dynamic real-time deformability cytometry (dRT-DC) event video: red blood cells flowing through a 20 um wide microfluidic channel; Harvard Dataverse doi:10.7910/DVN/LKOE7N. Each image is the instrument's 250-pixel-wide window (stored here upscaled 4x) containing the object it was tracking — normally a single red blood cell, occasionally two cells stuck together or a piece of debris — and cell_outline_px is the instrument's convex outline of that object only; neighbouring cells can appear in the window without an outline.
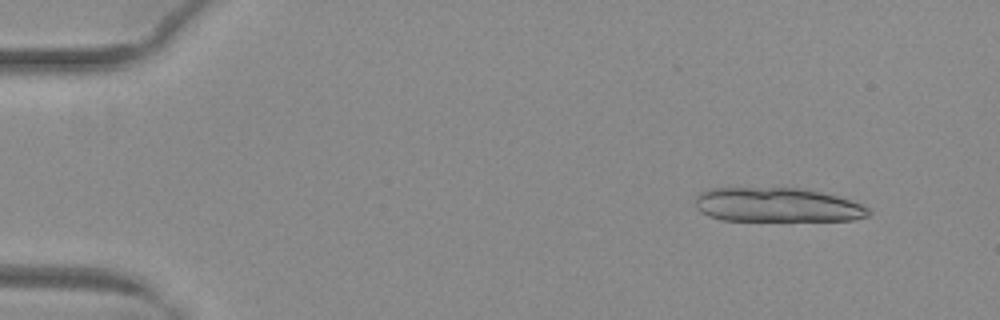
{"species": "common noctule bat (a hibernating species)", "species_latin": "Nyctalus noctula", "temperature_condition": "warm", "stored_images_in_passage": 16, "camera_frame_rate_fps": 3000, "um_per_image_px": 0.085, "animal": {"sex": "female", "body_mass_g": 29.2, "forearm_length_mm": 56.3}, "frame": {"image": 1, "passage_image": 5, "time_ms": 1.333, "image_size_px": [1000, 320], "cell_outline_px": [[872, 212], [868, 216], [852, 220], [720, 220], [708, 216], [700, 212], [696, 208], [692, 200], [700, 192], [708, 188], [808, 188], [852, 200], [868, 208]], "centroid_in_image_um": [66.01, 17.41], "position_along_channel_um": 19.0, "area_um2": 34.97}}